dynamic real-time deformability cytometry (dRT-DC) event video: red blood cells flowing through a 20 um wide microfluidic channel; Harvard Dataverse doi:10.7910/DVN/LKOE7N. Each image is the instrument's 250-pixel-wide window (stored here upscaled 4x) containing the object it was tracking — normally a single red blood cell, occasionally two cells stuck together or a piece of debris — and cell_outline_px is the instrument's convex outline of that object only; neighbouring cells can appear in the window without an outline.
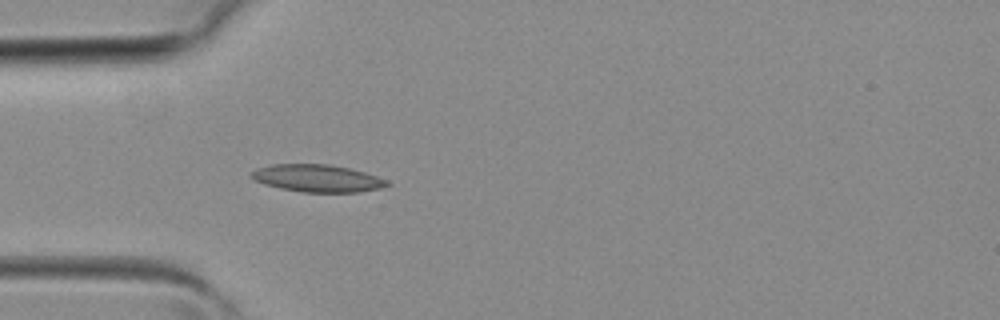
{"species": "common noctule bat (a hibernating species)", "species_latin": "Nyctalus noctula", "temperature_condition": "room temperature", "stored_images_in_passage": 6, "camera_frame_rate_fps": 3000, "um_per_image_px": 0.085, "animal": {"sex": "female", "body_mass_g": 19.3, "forearm_length_mm": 54.1}, "frame": {"image": 1, "passage_image": 1, "time_ms": 0.0, "image_size_px": [1000, 320], "cell_outline_px": [[392, 184], [380, 188], [360, 192], [300, 192], [280, 188], [264, 184], [256, 180], [252, 176], [252, 172], [256, 168], [272, 164], [328, 164], [348, 168], [364, 172], [388, 180]], "centroid_in_image_um": [27.0, 15.15], "position_along_channel_um": 58.0, "area_um2": 21.56}}
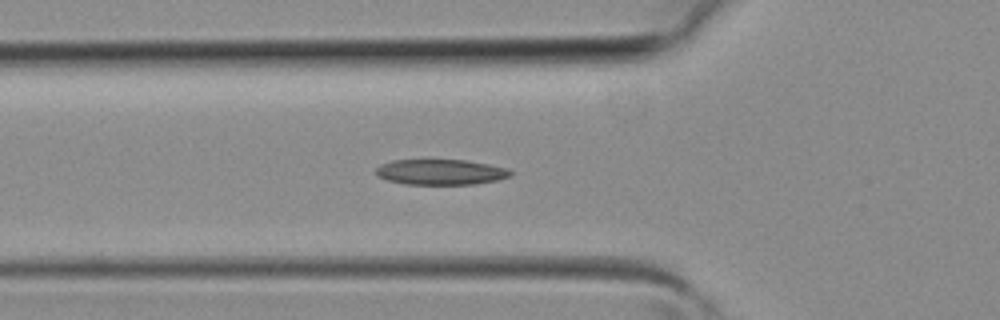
{"frame": {"image": 2, "passage_image": 3, "time_ms": 0.667, "image_size_px": [1000, 320], "cell_outline_px": [[512, 176], [500, 180], [476, 184], [404, 184], [388, 180], [376, 176], [376, 168], [380, 164], [392, 160], [468, 160], [508, 168], [512, 172]], "centroid_in_image_um": [37.48, 14.62], "position_along_channel_um": 88.3, "area_um2": 20.17}}
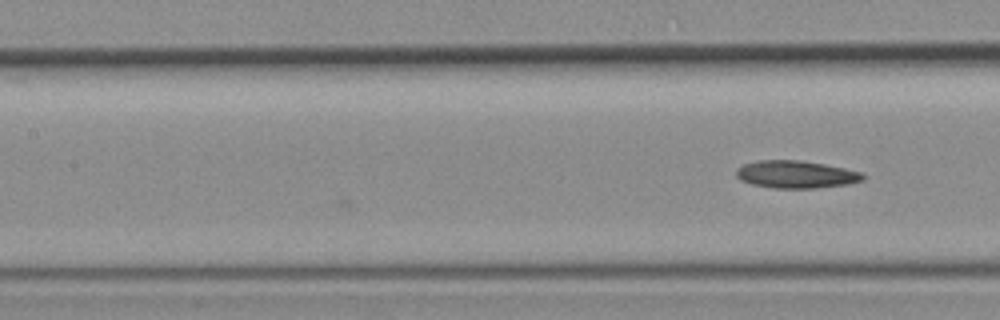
{"frame": {"image": 3, "passage_image": 6, "time_ms": 1.667, "image_size_px": [1000, 320], "cell_outline_px": [[864, 180], [848, 184], [816, 188], [772, 188], [752, 184], [740, 180], [736, 176], [736, 168], [744, 164], [760, 160], [800, 160], [824, 164], [864, 172]], "centroid_in_image_um": [67.66, 14.82], "position_along_channel_um": 139.7, "area_um2": 20.4}}